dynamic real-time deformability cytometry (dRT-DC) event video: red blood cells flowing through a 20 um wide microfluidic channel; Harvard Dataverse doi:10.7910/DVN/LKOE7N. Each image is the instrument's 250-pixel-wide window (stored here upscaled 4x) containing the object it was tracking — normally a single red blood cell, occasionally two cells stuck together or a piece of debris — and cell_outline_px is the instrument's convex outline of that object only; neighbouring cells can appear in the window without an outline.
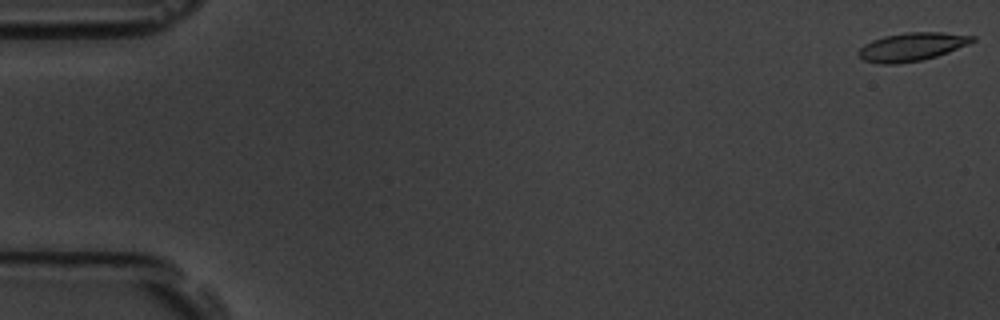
{"species": "common noctule bat (a hibernating species)", "species_latin": "Nyctalus noctula", "temperature_condition": "room temperature", "stored_images_in_passage": 57, "camera_frame_rate_fps": 3000, "um_per_image_px": 0.085, "animal": {"sex": "male", "body_mass_g": 19.5, "forearm_length_mm": 54.6}, "frame": {"image": 1, "passage_image": 1, "time_ms": 0.0, "image_size_px": [1000, 320], "cell_outline_px": [[976, 40], [968, 44], [948, 52], [936, 56], [920, 60], [896, 64], [880, 64], [864, 60], [856, 52], [864, 44], [872, 40], [884, 36], [908, 32], [944, 32], [976, 36]], "centroid_in_image_um": [77.5, 3.97], "position_along_channel_um": 7.5, "area_um2": 18.73}}
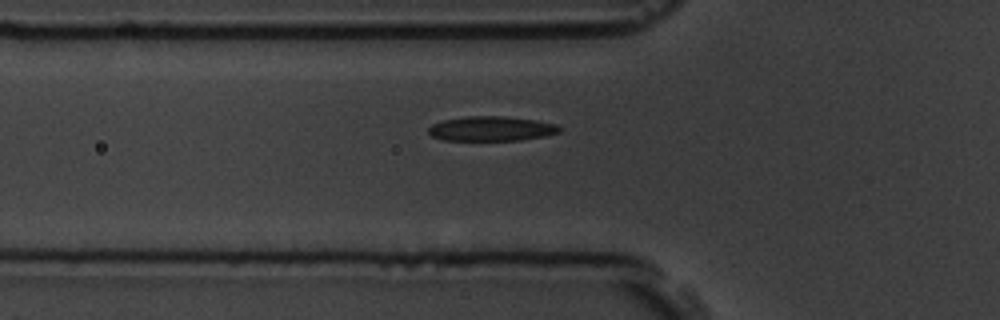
{"frame": {"image": 2, "passage_image": 20, "time_ms": 6.333, "image_size_px": [1000, 320], "cell_outline_px": [[560, 132], [544, 136], [520, 140], [444, 140], [432, 136], [428, 132], [428, 128], [432, 124], [444, 120], [468, 116], [504, 116], [536, 120], [556, 124], [560, 128]], "centroid_in_image_um": [41.76, 10.93], "position_along_channel_um": 84.0, "area_um2": 18.73}}
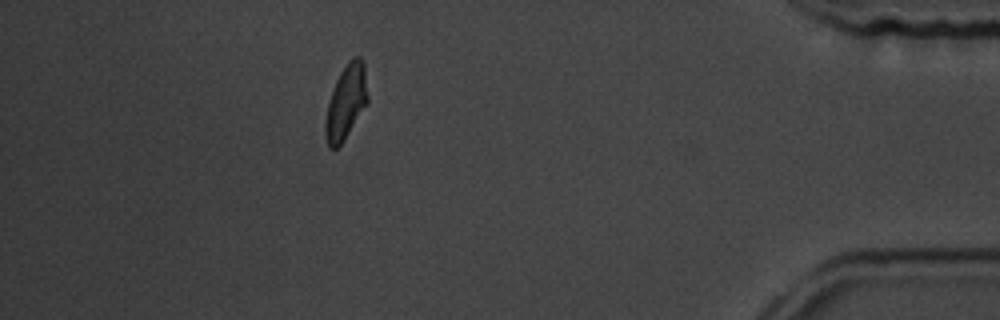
{"frame": {"image": 3, "passage_image": 51, "time_ms": 16.667, "image_size_px": [1000, 320], "cell_outline_px": [[368, 104], [340, 144], [336, 148], [328, 148], [324, 132], [324, 124], [328, 104], [332, 88], [340, 72], [348, 60], [352, 56], [360, 56], [364, 64], [368, 96]], "centroid_in_image_um": [29.41, 8.64], "position_along_channel_um": 405.8, "area_um2": 18.44}, "authors_computed_cell_mechanics": {"area_um2": 18.6694, "velocity_mm_per_s": 3.5955, "shape_relaxation_time_tau1_ms": 4.2839, "shape_relaxation_time_tau2_ms": 1.5726, "deformation_change_tau1": 0.1572, "deformation_change_tau2": 0.0647}}